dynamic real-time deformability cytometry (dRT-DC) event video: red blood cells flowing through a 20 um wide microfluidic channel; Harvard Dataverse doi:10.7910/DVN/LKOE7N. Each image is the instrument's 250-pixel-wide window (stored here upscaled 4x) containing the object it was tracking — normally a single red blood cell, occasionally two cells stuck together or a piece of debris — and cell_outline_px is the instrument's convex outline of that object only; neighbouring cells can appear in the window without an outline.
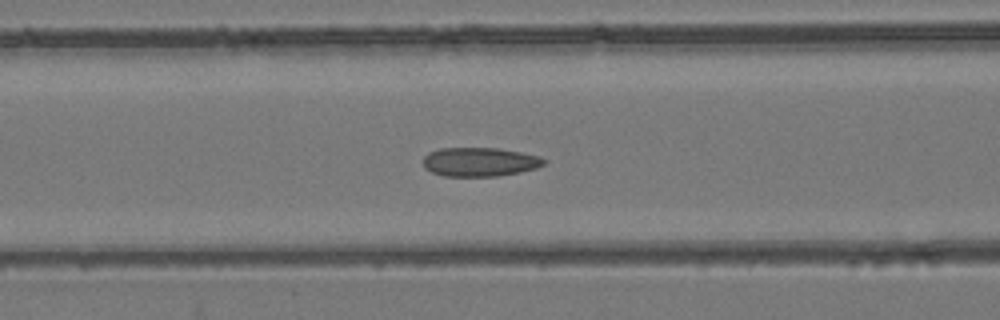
{"species": "common noctule bat (a hibernating species)", "species_latin": "Nyctalus noctula", "temperature_condition": "room temperature", "stored_images_in_passage": 40, "camera_frame_rate_fps": 3000, "um_per_image_px": 0.085, "animal": {"sex": "female", "body_mass_g": 24.6, "forearm_length_mm": 56.2}, "frame": {"image": 1, "passage_image": 9, "time_ms": 2.667, "image_size_px": [1000, 320], "cell_outline_px": [[548, 160], [544, 164], [536, 168], [520, 172], [496, 176], [444, 176], [432, 172], [424, 168], [424, 156], [428, 152], [440, 148], [496, 148], [520, 152], [540, 156]], "centroid_in_image_um": [40.78, 13.76], "position_along_channel_um": 125.8, "area_um2": 20.4}}
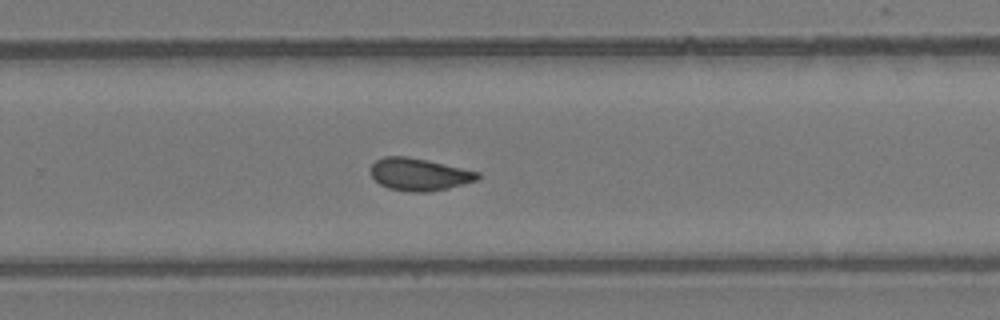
{"frame": {"image": 2, "passage_image": 22, "time_ms": 7.0, "image_size_px": [1000, 320], "cell_outline_px": [[480, 176], [476, 180], [448, 188], [428, 192], [412, 192], [388, 188], [380, 184], [372, 176], [372, 164], [376, 160], [384, 156], [408, 156], [428, 160], [480, 172]], "centroid_in_image_um": [35.63, 14.81], "position_along_channel_um": 294.2, "area_um2": 20.06}}
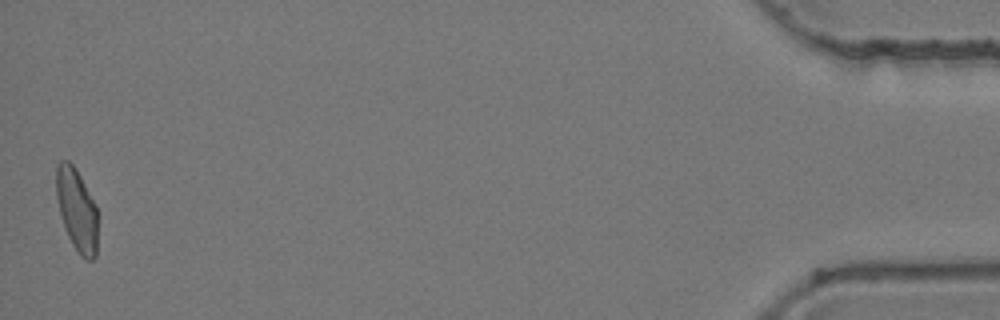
{"frame": {"image": 3, "passage_image": 40, "time_ms": 13.0, "image_size_px": [1000, 320], "cell_outline_px": [[100, 212], [96, 256], [92, 260], [84, 260], [76, 252], [64, 228], [56, 196], [56, 164], [60, 160], [68, 160], [76, 168], [96, 204]], "centroid_in_image_um": [6.57, 17.87], "position_along_channel_um": 428.6, "area_um2": 20.81}, "authors_computed_cell_mechanics": {"area_um2": 20.0566, "velocity_mm_per_s": 3.8973, "shape_relaxation_time_tau1_ms": null, "shape_relaxation_time_tau2_ms": 1.6775, "deformation_change_tau1": null, "deformation_change_tau2": 0.0781}}